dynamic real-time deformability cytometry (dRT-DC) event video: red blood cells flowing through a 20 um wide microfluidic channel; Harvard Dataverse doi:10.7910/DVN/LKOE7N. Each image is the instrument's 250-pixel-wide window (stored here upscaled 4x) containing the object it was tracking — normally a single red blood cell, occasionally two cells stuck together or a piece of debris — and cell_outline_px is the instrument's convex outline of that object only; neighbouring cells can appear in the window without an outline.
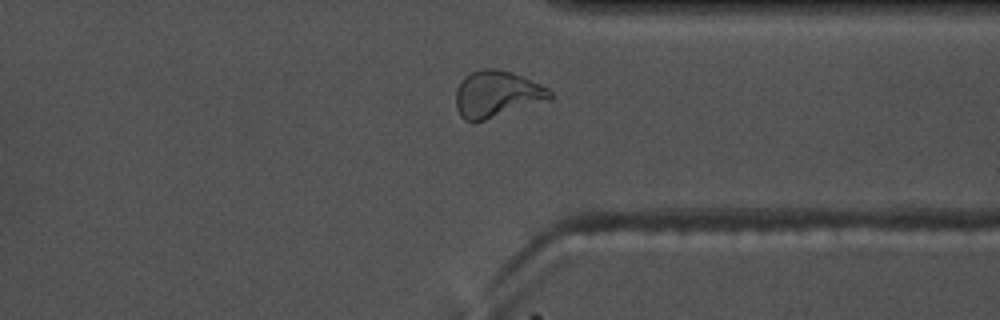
{"species": "common noctule bat (a hibernating species)", "species_latin": "Nyctalus noctula", "temperature_condition": "warm", "stored_images_in_passage": 42, "camera_frame_rate_fps": 3000, "um_per_image_px": 0.085, "animal": {"sex": "male", "body_mass_g": 17.5, "forearm_length_mm": 52.3}, "frame": {"image": 1, "passage_image": 29, "time_ms": 9.333, "image_size_px": [1000, 320], "cell_outline_px": [[552, 96], [484, 120], [472, 124], [464, 120], [460, 116], [456, 108], [456, 92], [464, 76], [472, 72], [484, 68], [496, 68], [512, 72], [540, 84], [548, 88], [552, 92]], "centroid_in_image_um": [42.13, 7.98], "position_along_channel_um": 369.3, "area_um2": 24.8}}
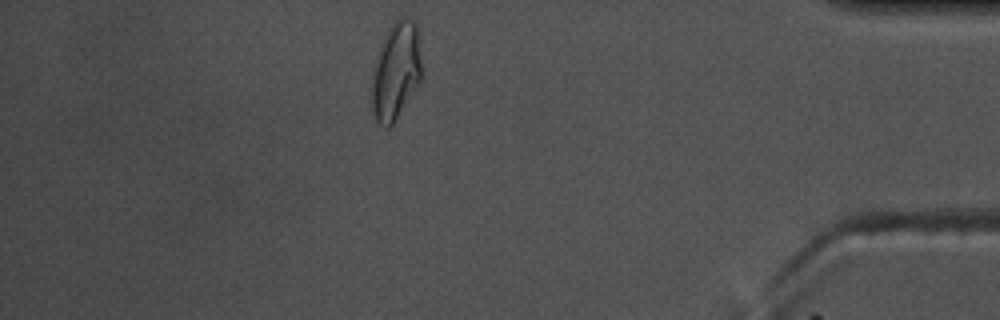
{"frame": {"image": 2, "passage_image": 35, "time_ms": 11.333, "image_size_px": [1000, 320], "cell_outline_px": [[420, 80], [392, 124], [388, 128], [384, 128], [376, 120], [372, 108], [368, 92], [372, 72], [376, 56], [380, 44], [388, 28], [400, 16], [412, 20], [416, 24], [420, 60]], "centroid_in_image_um": [33.57, 6.05], "position_along_channel_um": 401.6, "area_um2": 28.26}, "authors_computed_cell_mechanics": {"area_um2": 23.698, "velocity_mm_per_s": 3.6164, "shape_relaxation_time_tau1_ms": 4.4691, "shape_relaxation_time_tau2_ms": 2.6172, "deformation_change_tau1": 0.1455, "deformation_change_tau2": 0.0944}}